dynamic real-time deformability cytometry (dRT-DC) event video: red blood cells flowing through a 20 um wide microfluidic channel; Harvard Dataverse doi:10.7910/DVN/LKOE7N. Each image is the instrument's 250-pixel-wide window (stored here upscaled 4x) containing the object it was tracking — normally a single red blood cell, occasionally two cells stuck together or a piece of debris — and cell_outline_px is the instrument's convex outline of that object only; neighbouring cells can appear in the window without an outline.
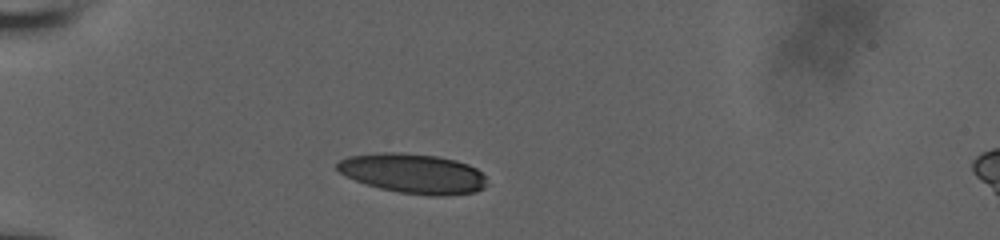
{"species": "human", "species_latin": "Homo sapiens", "temperature_condition": "room temperature", "stored_images_in_passage": 40, "camera_frame_rate_fps": 3000, "um_per_image_px": 0.085, "donor": {"sex": "male"}, "frame": {"image": 1, "passage_image": 1, "time_ms": 0.0, "image_size_px": [1000, 240], "cell_outline_px": [[488, 184], [484, 188], [476, 192], [444, 196], [428, 196], [400, 192], [380, 188], [356, 180], [340, 172], [336, 168], [336, 164], [340, 160], [348, 156], [376, 152], [404, 152], [436, 156], [456, 160], [468, 164], [476, 168], [484, 176]], "centroid_in_image_um": [35.14, 14.74], "position_along_channel_um": 49.9, "area_um2": 34.8}}
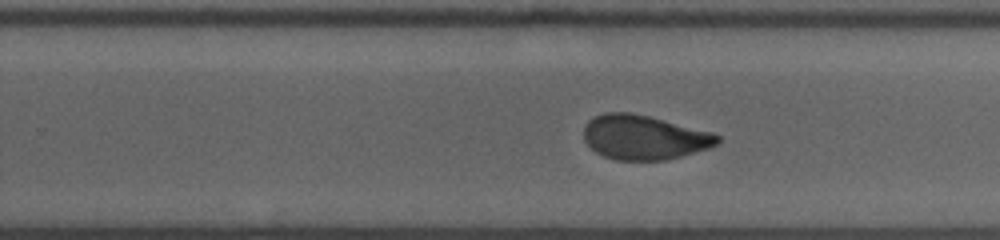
{"frame": {"image": 2, "passage_image": 21, "time_ms": 6.667, "image_size_px": [1000, 240], "cell_outline_px": [[720, 140], [716, 144], [708, 148], [680, 156], [664, 160], [616, 160], [604, 156], [596, 152], [584, 140], [584, 128], [588, 120], [604, 112], [628, 112], [648, 116], [712, 132], [720, 136]], "centroid_in_image_um": [54.72, 11.67], "position_along_channel_um": 275.1, "area_um2": 34.33}}
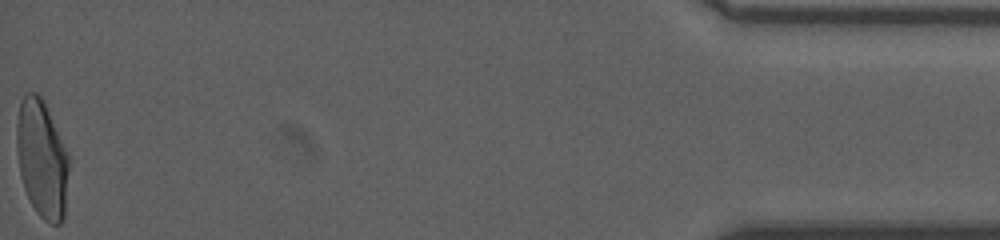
{"frame": {"image": 3, "passage_image": 40, "time_ms": 13.0, "image_size_px": [1000, 240], "cell_outline_px": [[68, 168], [64, 216], [60, 224], [52, 224], [44, 220], [36, 212], [24, 188], [20, 176], [16, 148], [16, 124], [20, 100], [24, 92], [36, 92], [44, 100], [68, 152]], "centroid_in_image_um": [3.54, 13.45], "position_along_channel_um": 431.7, "area_um2": 36.07}, "authors_computed_cell_mechanics": {"area_um2": 35.2291, "velocity_mm_per_s": 3.8306, "shape_relaxation_time_tau1_ms": 8.983, "shape_relaxation_time_tau2_ms": 1.379, "deformation_change_tau1": 0.2292, "deformation_change_tau2": 0.0728}}